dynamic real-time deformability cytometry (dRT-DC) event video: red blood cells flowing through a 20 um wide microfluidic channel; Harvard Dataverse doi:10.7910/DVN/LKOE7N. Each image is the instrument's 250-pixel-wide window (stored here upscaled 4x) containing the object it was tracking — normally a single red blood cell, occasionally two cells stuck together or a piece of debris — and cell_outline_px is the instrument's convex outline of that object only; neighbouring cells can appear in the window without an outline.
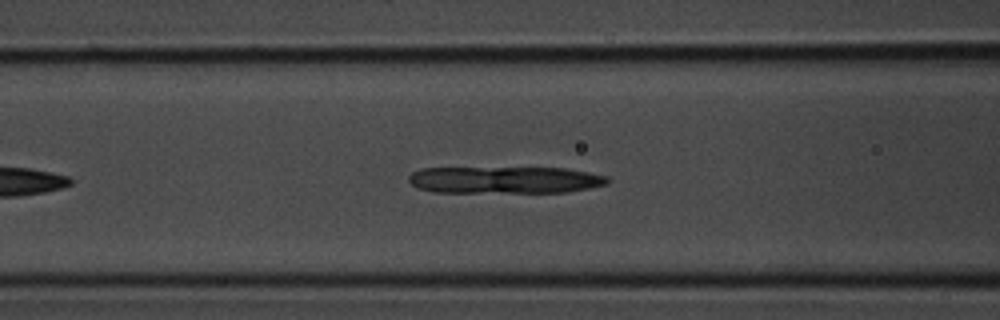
{"species": "common noctule bat (a hibernating species)", "species_latin": "Nyctalus noctula", "temperature_condition": "room temperature", "stored_images_in_passage": 29, "camera_frame_rate_fps": 3000, "um_per_image_px": 0.085, "animal": {"sex": "male", "body_mass_g": 20.1, "forearm_length_mm": 53.5}, "frame": {"image": 1, "passage_image": 9, "time_ms": 2.667, "image_size_px": [1000, 320], "cell_outline_px": [[612, 180], [608, 184], [588, 188], [564, 192], [432, 192], [416, 188], [408, 180], [408, 176], [412, 172], [420, 168], [564, 168], [588, 172], [608, 176]], "centroid_in_image_um": [42.9, 15.29], "position_along_channel_um": 123.7, "area_um2": 31.39}}